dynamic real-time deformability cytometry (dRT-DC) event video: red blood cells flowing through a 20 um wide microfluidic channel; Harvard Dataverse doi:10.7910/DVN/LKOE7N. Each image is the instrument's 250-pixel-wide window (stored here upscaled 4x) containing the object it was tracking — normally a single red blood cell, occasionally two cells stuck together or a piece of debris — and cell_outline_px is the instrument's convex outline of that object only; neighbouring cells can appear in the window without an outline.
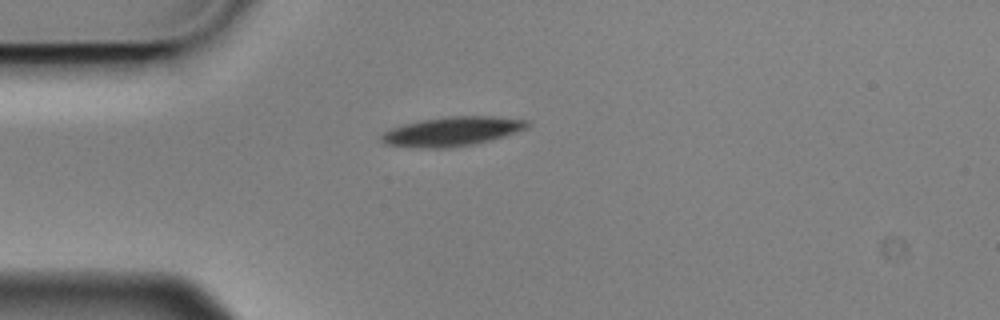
{"species": "Egyptian fruit bat (a non-hibernating species)", "species_latin": "Rousettus aegyptiacus", "temperature_condition": "cold", "stored_images_in_passage": 2, "camera_frame_rate_fps": 3000, "um_per_image_px": 0.085, "animal": {"sex": "male"}, "frame": {"image": 1, "passage_image": 2, "time_ms": 0.333, "image_size_px": [1000, 320], "cell_outline_px": [[532, 124], [528, 128], [504, 136], [472, 144], [448, 148], [424, 148], [384, 144], [380, 140], [380, 136], [384, 132], [392, 128], [404, 124], [420, 120], [448, 116], [496, 116], [528, 120]], "centroid_in_image_um": [38.45, 11.16], "position_along_channel_um": 46.6, "area_um2": 24.85}}